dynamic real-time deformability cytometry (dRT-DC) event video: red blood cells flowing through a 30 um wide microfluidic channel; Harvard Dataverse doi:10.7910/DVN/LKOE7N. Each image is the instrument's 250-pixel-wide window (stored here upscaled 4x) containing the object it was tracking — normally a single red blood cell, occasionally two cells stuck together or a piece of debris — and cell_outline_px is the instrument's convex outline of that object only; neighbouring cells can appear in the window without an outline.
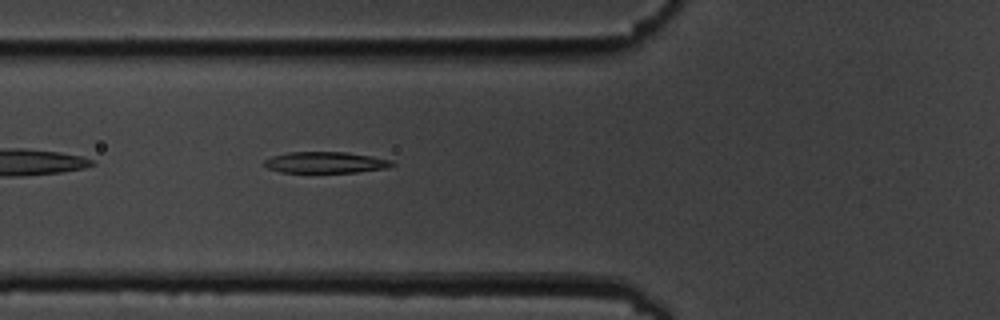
{"species": "common noctule bat (a hibernating species)", "species_latin": "Nyctalus noctula", "temperature_condition": "cold", "stored_images_in_passage": 6, "camera_frame_rate_fps": 3000, "um_per_image_px": 0.085, "animal": {"sex": "male", "body_mass_g": 19.5, "forearm_length_mm": 54.6}, "frame": {"image": 1, "passage_image": 6, "time_ms": 5.667, "image_size_px": [1000, 320], "cell_outline_px": [[396, 164], [388, 168], [356, 172], [280, 172], [268, 168], [264, 164], [264, 160], [272, 156], [288, 152], [348, 152], [372, 156], [392, 160]], "centroid_in_image_um": [27.7, 13.8], "position_along_channel_um": 98.1, "area_um2": 15.84}}